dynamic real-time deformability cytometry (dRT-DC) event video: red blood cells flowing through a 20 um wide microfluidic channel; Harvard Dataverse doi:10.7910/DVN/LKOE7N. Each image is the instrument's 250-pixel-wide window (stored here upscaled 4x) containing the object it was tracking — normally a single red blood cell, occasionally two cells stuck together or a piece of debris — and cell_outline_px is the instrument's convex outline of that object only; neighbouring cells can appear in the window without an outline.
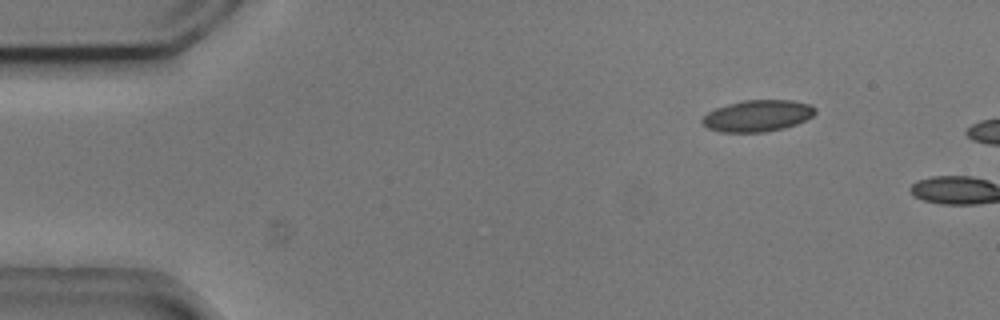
{"species": "common noctule bat (a hibernating species)", "species_latin": "Nyctalus noctula", "temperature_condition": "cold", "stored_images_in_passage": 2, "camera_frame_rate_fps": 3000, "um_per_image_px": 0.085, "animal": {"sex": "male", "body_mass_g": 20.5, "forearm_length_mm": 52.5}, "frame": {"image": 1, "passage_image": 1, "time_ms": 0.0, "image_size_px": [1000, 320], "cell_outline_px": [[816, 112], [812, 116], [796, 124], [784, 128], [764, 132], [724, 132], [708, 128], [700, 120], [708, 112], [716, 108], [728, 104], [744, 100], [792, 100], [808, 104], [816, 108]], "centroid_in_image_um": [64.39, 9.84], "position_along_channel_um": 20.6, "area_um2": 20.58}}